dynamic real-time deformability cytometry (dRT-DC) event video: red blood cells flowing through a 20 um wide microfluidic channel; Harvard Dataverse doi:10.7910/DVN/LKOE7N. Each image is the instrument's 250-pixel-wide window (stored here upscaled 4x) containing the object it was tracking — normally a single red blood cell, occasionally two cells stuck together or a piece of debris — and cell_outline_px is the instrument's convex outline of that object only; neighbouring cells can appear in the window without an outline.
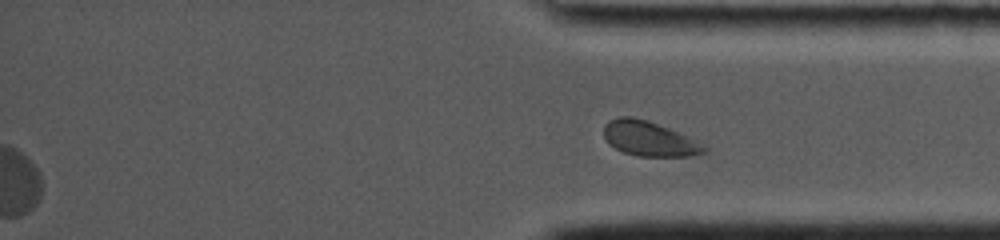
{"species": "common noctule bat (a hibernating species)", "species_latin": "Nyctalus noctula", "temperature_condition": "cold", "stored_images_in_passage": 60, "segment_of_instrument_passage": [2, 2], "camera_frame_rate_fps": 5000, "um_per_image_px": 0.085, "animal": {"sex": "female", "body_mass_g": 19.0, "forearm_length_mm": 53.3}, "frame": {"image": 1, "passage_image": 60, "time_ms": 18.4, "image_size_px": [1000, 240], "cell_outline_px": [[708, 152], [696, 156], [636, 156], [624, 152], [608, 144], [604, 136], [604, 124], [608, 120], [620, 116], [632, 116], [668, 128], [696, 140], [708, 148]], "centroid_in_image_um": [55.18, 11.8], "position_along_channel_um": 380.0, "area_um2": 20.35}}